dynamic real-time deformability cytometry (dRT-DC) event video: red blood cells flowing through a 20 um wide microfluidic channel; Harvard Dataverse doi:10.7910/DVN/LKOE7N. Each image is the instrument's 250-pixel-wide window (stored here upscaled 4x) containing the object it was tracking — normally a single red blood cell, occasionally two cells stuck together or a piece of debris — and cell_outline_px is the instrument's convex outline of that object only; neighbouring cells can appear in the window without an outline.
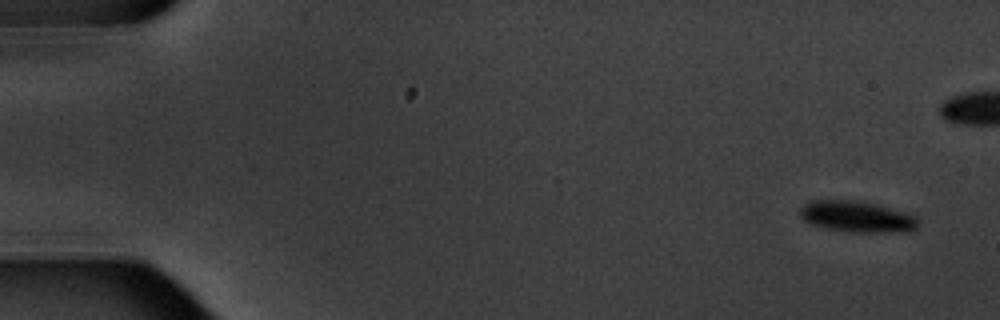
{"species": "common noctule bat (a hibernating species)", "species_latin": "Nyctalus noctula", "temperature_condition": "warm", "stored_images_in_passage": 16, "camera_frame_rate_fps": 3000, "um_per_image_px": 0.085, "animal": {"sex": "male", "body_mass_g": 20.1, "forearm_length_mm": 53.5}, "frame": {"image": 1, "passage_image": 1, "time_ms": 0.0, "image_size_px": [1000, 320], "cell_outline_px": [[916, 228], [908, 232], [848, 232], [828, 228], [812, 224], [804, 220], [800, 216], [800, 208], [808, 200], [864, 200], [880, 204], [916, 216]], "centroid_in_image_um": [72.83, 18.39], "position_along_channel_um": 12.2, "area_um2": 21.68}}
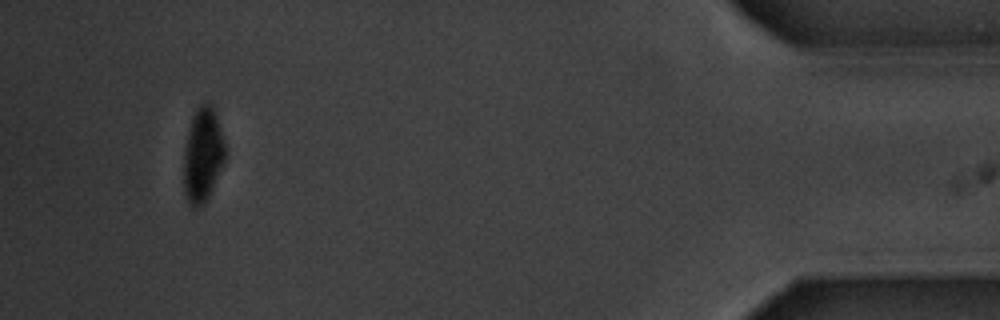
{"frame": {"image": 2, "passage_image": 16, "time_ms": 19.333, "image_size_px": [1000, 320], "cell_outline_px": [[224, 160], [208, 196], [204, 204], [200, 208], [192, 208], [188, 204], [184, 192], [184, 152], [188, 132], [192, 116], [196, 108], [200, 104], [208, 100], [212, 104], [224, 140]], "centroid_in_image_um": [17.21, 13.16], "position_along_channel_um": 418.0, "area_um2": 22.6}, "authors_computed_cell_mechanics": {"area_um2": 23.7558, "velocity_mm_per_s": 3.5013, "shape_relaxation_time_tau1_ms": 1.8923, "shape_relaxation_time_tau2_ms": null, "deformation_change_tau1": 0.0641, "deformation_change_tau2": null}}